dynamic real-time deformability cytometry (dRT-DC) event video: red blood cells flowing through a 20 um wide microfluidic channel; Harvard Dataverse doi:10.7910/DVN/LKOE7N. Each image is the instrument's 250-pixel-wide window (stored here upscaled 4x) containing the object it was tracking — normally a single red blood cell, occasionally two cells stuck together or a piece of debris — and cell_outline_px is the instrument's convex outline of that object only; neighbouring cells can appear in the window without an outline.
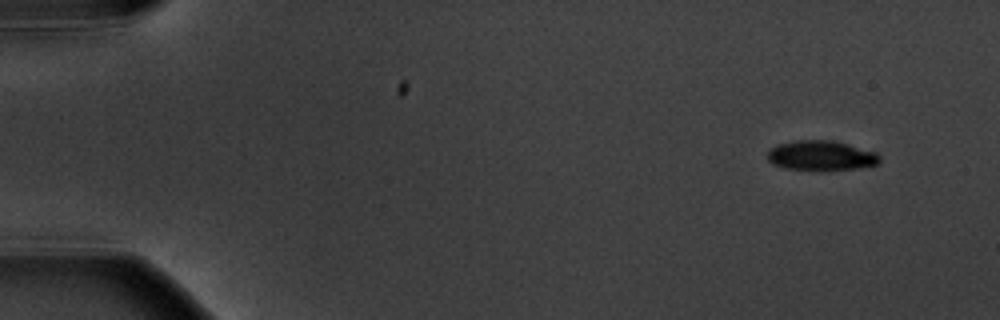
{"species": "common noctule bat (a hibernating species)", "species_latin": "Nyctalus noctula", "temperature_condition": "warm", "stored_images_in_passage": 9, "camera_frame_rate_fps": 3000, "um_per_image_px": 0.085, "animal": {"sex": "male", "body_mass_g": 20.1, "forearm_length_mm": 53.5}, "frame": {"image": 1, "passage_image": 1, "time_ms": 0.0, "image_size_px": [1000, 320], "cell_outline_px": [[880, 160], [876, 164], [856, 168], [784, 168], [772, 164], [768, 160], [768, 152], [776, 144], [796, 140], [832, 140], [876, 152], [880, 156]], "centroid_in_image_um": [69.76, 13.18], "position_along_channel_um": 15.2, "area_um2": 18.79}}
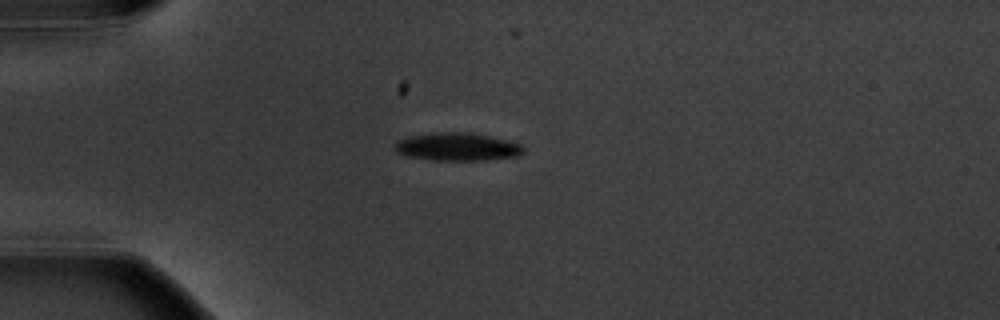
{"frame": {"image": 2, "passage_image": 4, "time_ms": 3.667, "image_size_px": [1000, 320], "cell_outline_px": [[524, 152], [520, 156], [484, 160], [432, 160], [404, 156], [396, 152], [392, 144], [396, 140], [404, 136], [436, 132], [468, 132], [488, 136], [520, 144], [524, 148]], "centroid_in_image_um": [38.77, 12.48], "position_along_channel_um": 46.2, "area_um2": 21.27}}
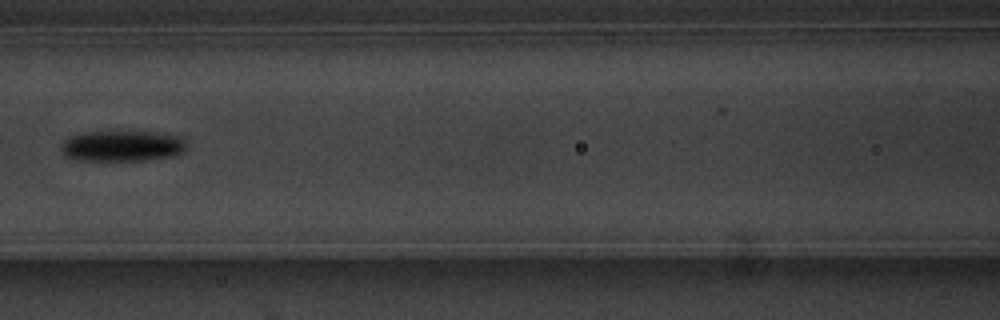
{"frame": {"image": 3, "passage_image": 7, "time_ms": 7.333, "image_size_px": [1000, 320], "cell_outline_px": [[188, 148], [184, 152], [172, 156], [140, 160], [76, 160], [68, 156], [60, 148], [60, 144], [68, 136], [80, 132], [156, 132], [180, 136], [188, 144]], "centroid_in_image_um": [10.4, 12.39], "position_along_channel_um": 156.2, "area_um2": 22.6}}